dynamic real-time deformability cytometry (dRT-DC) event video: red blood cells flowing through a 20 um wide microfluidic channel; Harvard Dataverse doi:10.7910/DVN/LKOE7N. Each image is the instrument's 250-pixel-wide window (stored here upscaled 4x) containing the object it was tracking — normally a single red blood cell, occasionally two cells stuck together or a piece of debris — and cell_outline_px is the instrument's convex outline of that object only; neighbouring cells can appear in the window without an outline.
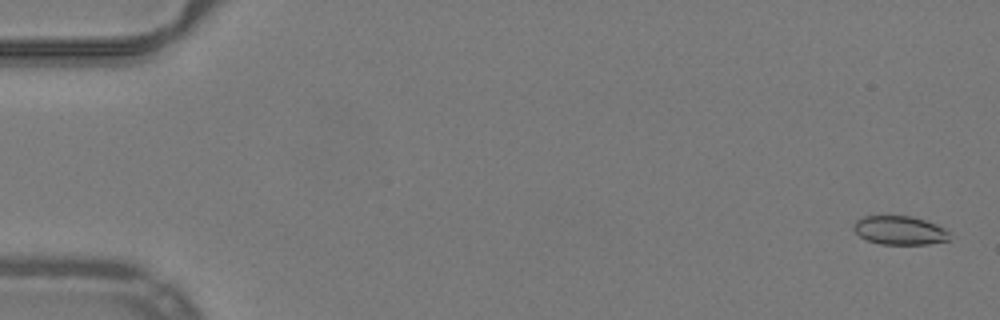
{"species": "common noctule bat (a hibernating species)", "species_latin": "Nyctalus noctula", "temperature_condition": "warm", "stored_images_in_passage": 53, "camera_frame_rate_fps": 3000, "um_per_image_px": 0.085, "animal": {"sex": "male", "body_mass_g": 19.2, "forearm_length_mm": 51.8}, "frame": {"image": 1, "passage_image": 2, "time_ms": 0.333, "image_size_px": [1000, 320], "cell_outline_px": [[952, 232], [948, 240], [928, 244], [880, 244], [868, 240], [860, 236], [852, 228], [852, 224], [856, 220], [864, 216], [912, 216], [936, 224]], "centroid_in_image_um": [76.48, 19.57], "position_along_channel_um": 8.5, "area_um2": 16.13}}
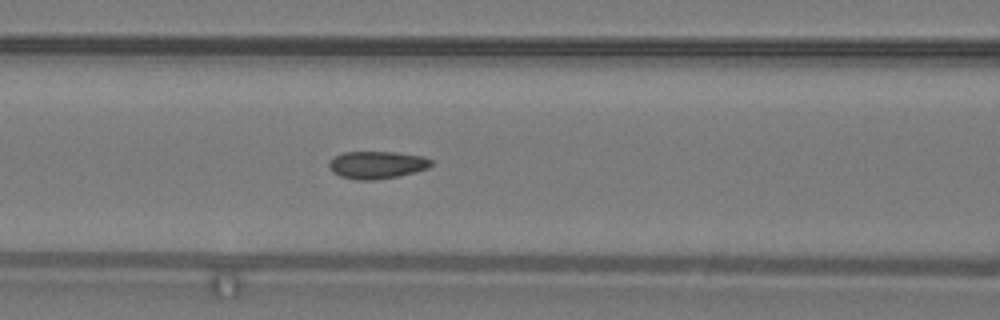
{"frame": {"image": 2, "passage_image": 23, "time_ms": 7.333, "image_size_px": [1000, 320], "cell_outline_px": [[432, 164], [428, 168], [416, 172], [376, 180], [356, 180], [340, 176], [332, 172], [328, 164], [332, 156], [344, 152], [396, 152], [424, 156], [432, 160]], "centroid_in_image_um": [32.02, 14.01], "position_along_channel_um": 134.6, "area_um2": 16.53}}
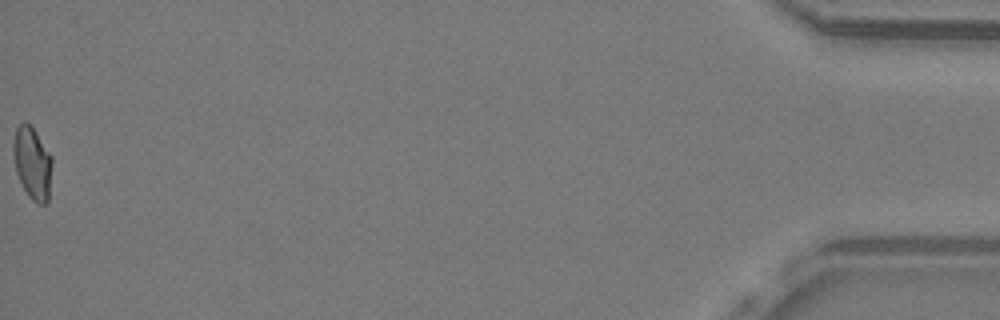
{"frame": {"image": 3, "passage_image": 53, "time_ms": 17.333, "image_size_px": [1000, 320], "cell_outline_px": [[52, 164], [48, 200], [44, 204], [36, 204], [28, 196], [16, 172], [12, 152], [12, 144], [16, 128], [24, 120], [32, 124], [52, 156]], "centroid_in_image_um": [2.74, 13.81], "position_along_channel_um": 432.5, "area_um2": 16.7}, "authors_computed_cell_mechanics": {"area_um2": 16.4152, "velocity_mm_per_s": 4.0054, "shape_relaxation_time_tau1_ms": null, "shape_relaxation_time_tau2_ms": 0.7047, "deformation_change_tau1": null, "deformation_change_tau2": 0.0596}}